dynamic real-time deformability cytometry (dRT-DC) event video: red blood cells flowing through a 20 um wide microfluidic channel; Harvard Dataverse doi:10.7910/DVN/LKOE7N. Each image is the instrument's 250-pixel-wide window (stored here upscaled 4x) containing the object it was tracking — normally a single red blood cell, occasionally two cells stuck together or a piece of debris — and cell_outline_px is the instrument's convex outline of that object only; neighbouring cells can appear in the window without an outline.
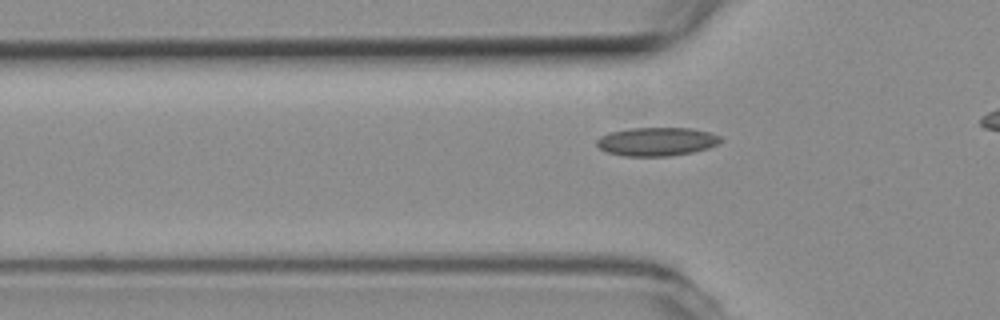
{"species": "common noctule bat (a hibernating species)", "species_latin": "Nyctalus noctula", "temperature_condition": "room temperature", "stored_images_in_passage": 25, "camera_frame_rate_fps": 3000, "um_per_image_px": 0.085, "animal": {"sex": "female", "body_mass_g": 19.3, "forearm_length_mm": 54.1}, "frame": {"image": 1, "passage_image": 12, "time_ms": 3.667, "image_size_px": [1000, 320], "cell_outline_px": [[724, 140], [708, 148], [692, 152], [668, 156], [624, 156], [608, 152], [600, 148], [596, 144], [596, 140], [600, 136], [608, 132], [632, 128], [692, 128], [708, 132], [720, 136]], "centroid_in_image_um": [55.81, 12.03], "position_along_channel_um": 70.0, "area_um2": 20.58}}
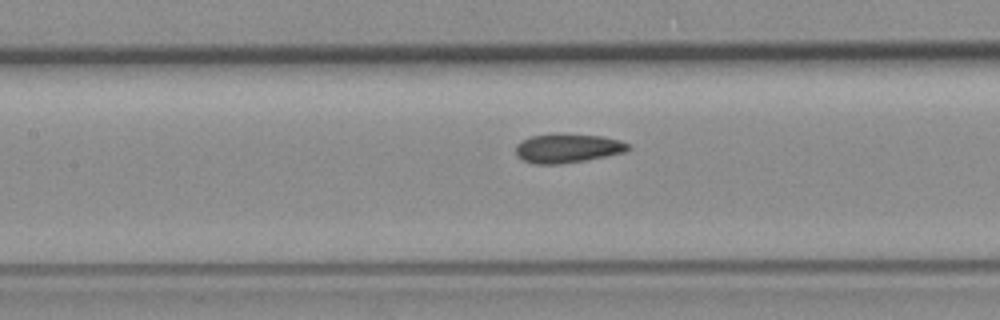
{"frame": {"image": 2, "passage_image": 19, "time_ms": 6.0, "image_size_px": [1000, 320], "cell_outline_px": [[632, 148], [624, 152], [584, 160], [560, 164], [532, 164], [516, 156], [516, 144], [532, 136], [556, 132], [600, 136], [620, 140], [628, 144]], "centroid_in_image_um": [48.22, 12.58], "position_along_channel_um": 159.2, "area_um2": 19.13}}
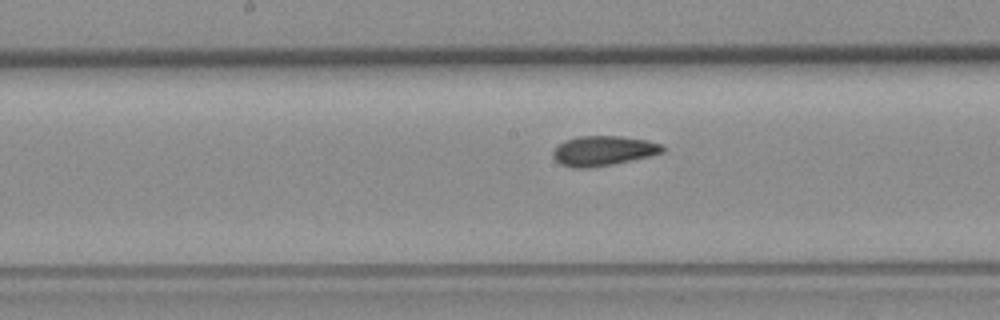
{"frame": {"image": 3, "passage_image": 22, "time_ms": 7.0, "image_size_px": [1000, 320], "cell_outline_px": [[664, 152], [648, 156], [612, 164], [588, 168], [572, 168], [560, 164], [552, 156], [552, 152], [564, 140], [576, 136], [620, 136], [648, 140], [660, 144], [664, 148]], "centroid_in_image_um": [51.24, 12.81], "position_along_channel_um": 197.0, "area_um2": 18.96}}